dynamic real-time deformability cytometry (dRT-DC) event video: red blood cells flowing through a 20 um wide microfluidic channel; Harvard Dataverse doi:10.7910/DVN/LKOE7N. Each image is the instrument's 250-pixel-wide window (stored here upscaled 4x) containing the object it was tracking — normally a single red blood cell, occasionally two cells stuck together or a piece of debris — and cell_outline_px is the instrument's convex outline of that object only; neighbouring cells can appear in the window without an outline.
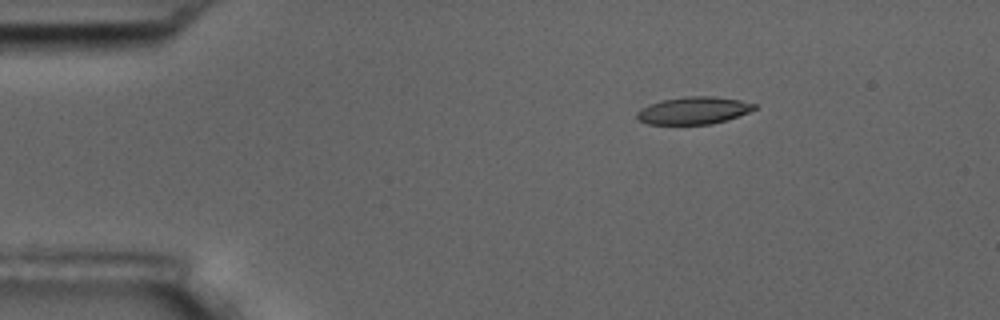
{"species": "common noctule bat (a hibernating species)", "species_latin": "Nyctalus noctula", "temperature_condition": "room temperature", "stored_images_in_passage": 3, "camera_frame_rate_fps": 3000, "um_per_image_px": 0.085, "animal": {"sex": "male", "body_mass_g": 17.5, "forearm_length_mm": 52.3}, "frame": {"image": 1, "passage_image": 1, "time_ms": 0.0, "image_size_px": [1000, 320], "cell_outline_px": [[756, 108], [748, 112], [712, 124], [648, 124], [640, 120], [636, 116], [636, 112], [640, 108], [648, 104], [660, 100], [684, 96], [712, 96], [740, 100], [756, 104]], "centroid_in_image_um": [58.9, 9.38], "position_along_channel_um": 26.1, "area_um2": 18.67}}